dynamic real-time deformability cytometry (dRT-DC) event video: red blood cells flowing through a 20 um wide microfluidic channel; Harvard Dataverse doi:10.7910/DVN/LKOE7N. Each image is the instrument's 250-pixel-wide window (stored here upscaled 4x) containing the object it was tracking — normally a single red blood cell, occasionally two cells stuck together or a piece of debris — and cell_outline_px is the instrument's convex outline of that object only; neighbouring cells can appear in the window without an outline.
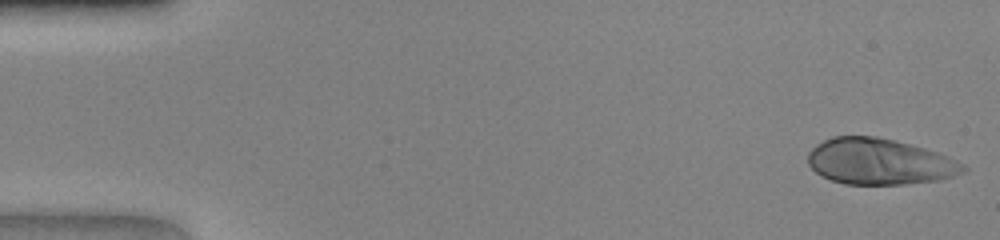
{"species": "human", "species_latin": "Homo sapiens", "temperature_condition": "warm", "stored_images_in_passage": 46, "camera_frame_rate_fps": 3000, "um_per_image_px": 0.085, "donor": {"sex": "female"}, "frame": {"image": 1, "passage_image": 1, "time_ms": 0.0, "image_size_px": [1000, 240], "cell_outline_px": [[968, 168], [964, 172], [940, 180], [904, 184], [844, 184], [832, 180], [816, 172], [808, 164], [808, 152], [816, 144], [832, 136], [876, 136], [924, 148], [948, 156], [964, 164]], "centroid_in_image_um": [74.75, 13.73], "position_along_channel_um": 10.2, "area_um2": 41.5}}
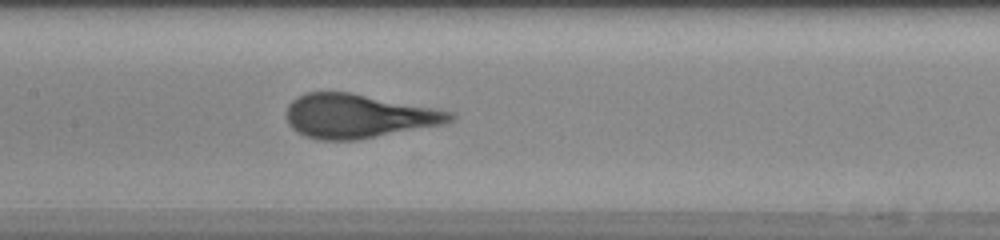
{"frame": {"image": 2, "passage_image": 22, "time_ms": 7.0, "image_size_px": [1000, 240], "cell_outline_px": [[456, 120], [448, 124], [356, 140], [316, 140], [304, 136], [296, 132], [288, 124], [288, 104], [296, 96], [308, 92], [352, 92], [440, 108], [452, 112], [456, 116]], "centroid_in_image_um": [30.53, 9.86], "position_along_channel_um": 176.9, "area_um2": 42.77}}
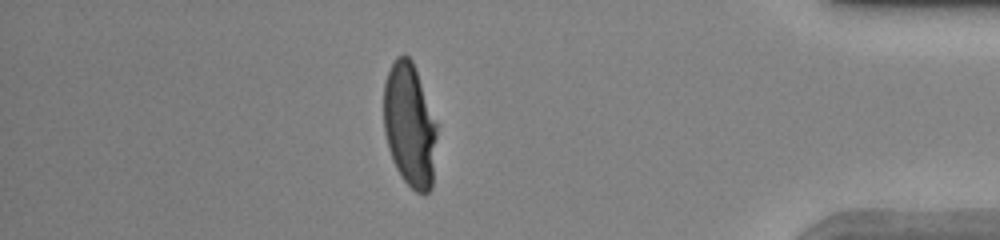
{"frame": {"image": 3, "passage_image": 40, "time_ms": 13.0, "image_size_px": [1000, 240], "cell_outline_px": [[436, 136], [432, 188], [424, 196], [416, 192], [404, 180], [396, 168], [392, 160], [388, 148], [384, 132], [384, 84], [388, 72], [396, 56], [404, 52], [412, 60], [436, 124]], "centroid_in_image_um": [34.8, 10.65], "position_along_channel_um": 400.4, "area_um2": 38.15}}